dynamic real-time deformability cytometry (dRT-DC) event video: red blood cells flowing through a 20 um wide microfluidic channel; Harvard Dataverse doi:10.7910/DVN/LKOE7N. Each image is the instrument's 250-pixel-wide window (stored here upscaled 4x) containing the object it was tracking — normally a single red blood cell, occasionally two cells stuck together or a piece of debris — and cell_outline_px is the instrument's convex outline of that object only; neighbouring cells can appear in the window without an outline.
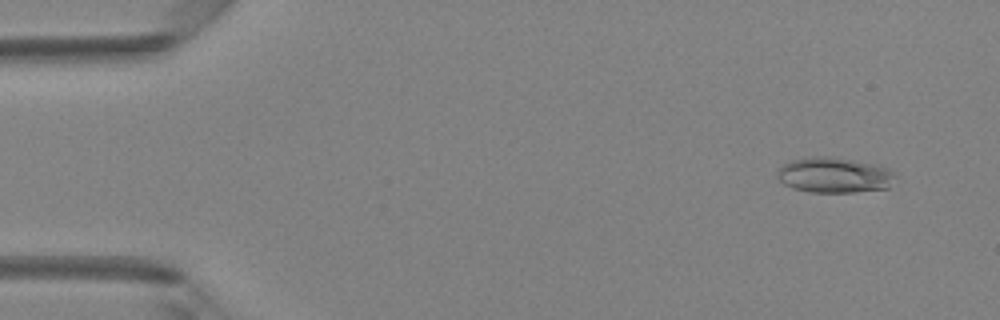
{"species": "Egyptian fruit bat (a non-hibernating species)", "species_latin": "Rousettus aegyptiacus", "temperature_condition": "room temperature", "stored_images_in_passage": 46, "camera_frame_rate_fps": 3000, "um_per_image_px": 0.085, "animal": {"sex": "female"}, "frame": {"image": 1, "passage_image": 2, "time_ms": 0.333, "image_size_px": [1000, 320], "cell_outline_px": [[896, 176], [888, 188], [856, 192], [808, 192], [792, 188], [784, 184], [776, 176], [776, 172], [784, 164], [792, 160], [812, 156], [828, 156], [852, 160], [872, 164], [888, 168], [896, 172]], "centroid_in_image_um": [70.91, 14.89], "position_along_channel_um": 14.1, "area_um2": 24.39}}
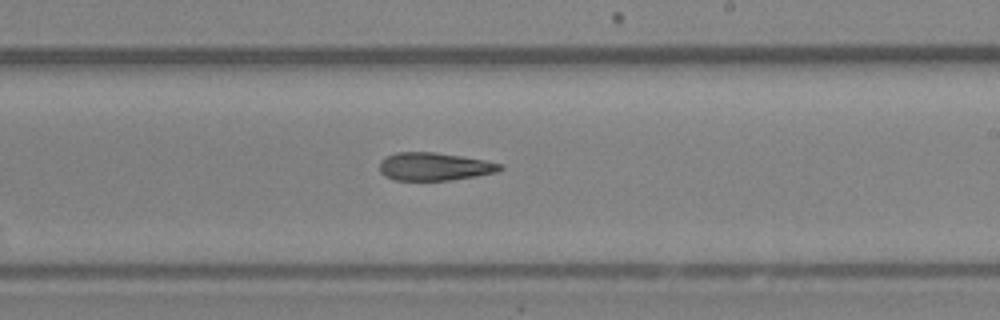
{"frame": {"image": 2, "passage_image": 27, "time_ms": 8.667, "image_size_px": [1000, 320], "cell_outline_px": [[504, 168], [496, 172], [476, 176], [448, 180], [396, 180], [384, 176], [380, 172], [380, 160], [396, 152], [436, 152], [484, 160], [504, 164]], "centroid_in_image_um": [36.92, 14.15], "position_along_channel_um": 252.1, "area_um2": 19.59}}
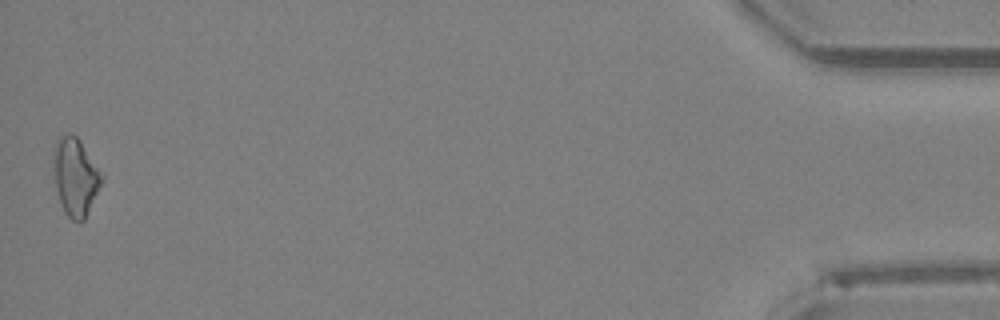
{"frame": {"image": 3, "passage_image": 46, "time_ms": 15.0, "image_size_px": [1000, 320], "cell_outline_px": [[104, 176], [84, 220], [80, 224], [72, 220], [64, 212], [60, 204], [56, 188], [52, 168], [52, 152], [56, 140], [60, 136], [68, 132], [76, 136]], "centroid_in_image_um": [6.35, 15.02], "position_along_channel_um": 428.8, "area_um2": 21.91}}